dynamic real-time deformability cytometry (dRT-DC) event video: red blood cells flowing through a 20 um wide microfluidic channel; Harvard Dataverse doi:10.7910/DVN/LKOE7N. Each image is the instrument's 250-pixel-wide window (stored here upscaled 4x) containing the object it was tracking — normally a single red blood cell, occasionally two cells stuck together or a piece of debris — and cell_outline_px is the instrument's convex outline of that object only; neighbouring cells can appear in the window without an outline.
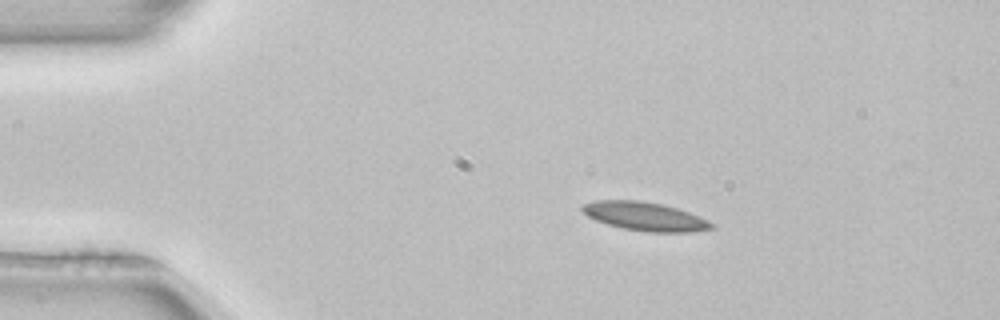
{"species": "common noctule bat (a hibernating species)", "species_latin": "Nyctalus noctula", "temperature_condition": "room temperature", "stored_images_in_passage": 43, "camera_frame_rate_fps": 3000, "um_per_image_px": 0.085, "animal": {"sex": "female", "body_mass_g": 22.7, "forearm_length_mm": 54.2}, "frame": {"image": 1, "passage_image": 1, "time_ms": 0.0, "image_size_px": [1000, 320], "cell_outline_px": [[716, 228], [692, 232], [648, 232], [624, 228], [608, 224], [596, 220], [588, 216], [580, 208], [584, 204], [596, 200], [640, 200], [664, 204], [688, 212], [708, 220], [716, 224]], "centroid_in_image_um": [54.87, 18.39], "position_along_channel_um": 30.1, "area_um2": 21.56}}
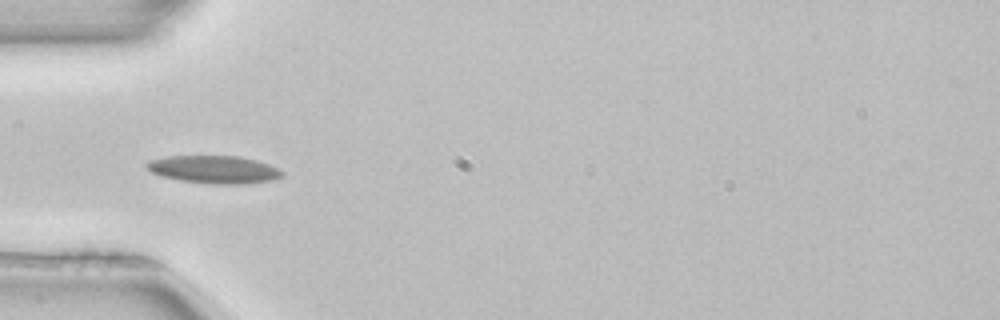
{"frame": {"image": 2, "passage_image": 8, "time_ms": 2.333, "image_size_px": [1000, 320], "cell_outline_px": [[284, 176], [272, 180], [244, 184], [216, 184], [184, 180], [160, 176], [152, 172], [144, 164], [148, 160], [164, 156], [240, 156], [256, 160], [268, 164], [284, 172]], "centroid_in_image_um": [18.19, 14.39], "position_along_channel_um": 66.8, "area_um2": 21.85}}
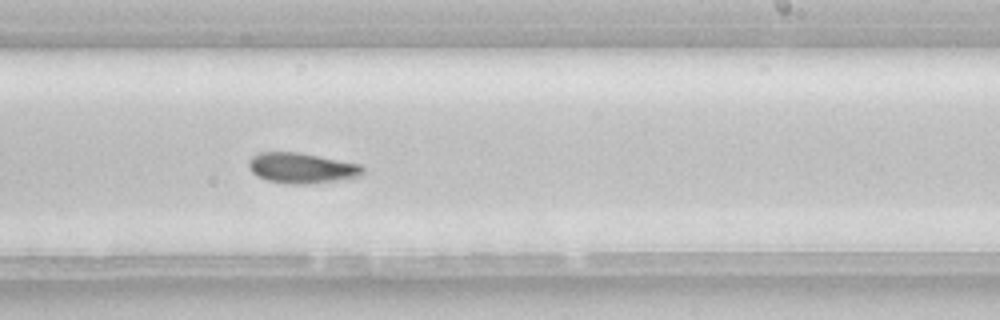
{"frame": {"image": 3, "passage_image": 23, "time_ms": 7.333, "image_size_px": [1000, 320], "cell_outline_px": [[364, 172], [360, 176], [336, 180], [308, 184], [288, 184], [264, 180], [256, 176], [248, 168], [248, 160], [252, 156], [260, 152], [300, 152], [360, 164], [364, 168]], "centroid_in_image_um": [25.6, 14.28], "position_along_channel_um": 263.4, "area_um2": 20.4}, "authors_computed_cell_mechanics": {"area_um2": 20.1144, "velocity_mm_per_s": 3.9383, "shape_relaxation_time_tau1_ms": 8.7868, "shape_relaxation_time_tau2_ms": null, "deformation_change_tau1": 0.1974, "deformation_change_tau2": null}}